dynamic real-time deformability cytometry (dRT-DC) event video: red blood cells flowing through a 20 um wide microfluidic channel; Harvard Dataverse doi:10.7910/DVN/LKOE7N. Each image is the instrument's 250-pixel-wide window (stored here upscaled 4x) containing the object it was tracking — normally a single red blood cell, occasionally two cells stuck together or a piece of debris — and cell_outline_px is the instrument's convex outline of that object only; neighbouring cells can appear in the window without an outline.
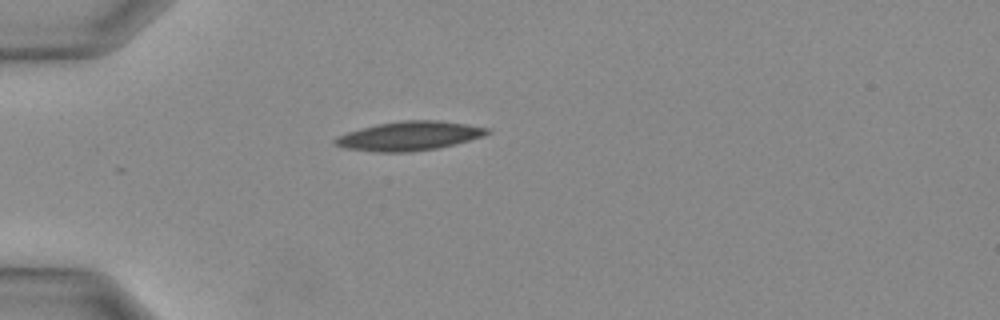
{"species": "Egyptian fruit bat (a non-hibernating species)", "species_latin": "Rousettus aegyptiacus", "temperature_condition": "warm", "stored_images_in_passage": 23, "camera_frame_rate_fps": 3000, "um_per_image_px": 0.085, "animal": {"sex": "female"}, "frame": {"image": 1, "passage_image": 1, "time_ms": 0.0, "image_size_px": [1000, 320], "cell_outline_px": [[492, 132], [484, 136], [436, 148], [408, 152], [376, 152], [344, 148], [332, 144], [332, 140], [348, 132], [380, 124], [404, 120], [436, 120], [464, 124], [488, 128]], "centroid_in_image_um": [34.77, 11.56], "position_along_channel_um": 50.2, "area_um2": 25.32}}
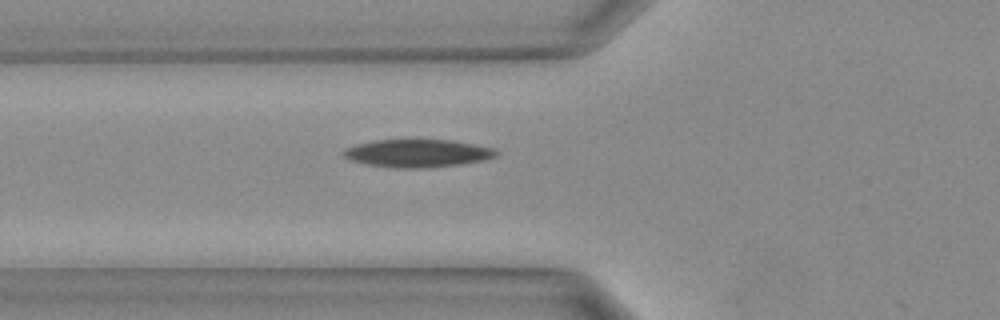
{"frame": {"image": 2, "passage_image": 4, "time_ms": 1.0, "image_size_px": [1000, 320], "cell_outline_px": [[496, 156], [480, 160], [460, 164], [428, 168], [392, 168], [368, 164], [348, 160], [344, 156], [344, 152], [348, 148], [356, 144], [376, 140], [452, 140], [492, 148], [496, 152]], "centroid_in_image_um": [35.44, 13.03], "position_along_channel_um": 90.4, "area_um2": 24.39}}